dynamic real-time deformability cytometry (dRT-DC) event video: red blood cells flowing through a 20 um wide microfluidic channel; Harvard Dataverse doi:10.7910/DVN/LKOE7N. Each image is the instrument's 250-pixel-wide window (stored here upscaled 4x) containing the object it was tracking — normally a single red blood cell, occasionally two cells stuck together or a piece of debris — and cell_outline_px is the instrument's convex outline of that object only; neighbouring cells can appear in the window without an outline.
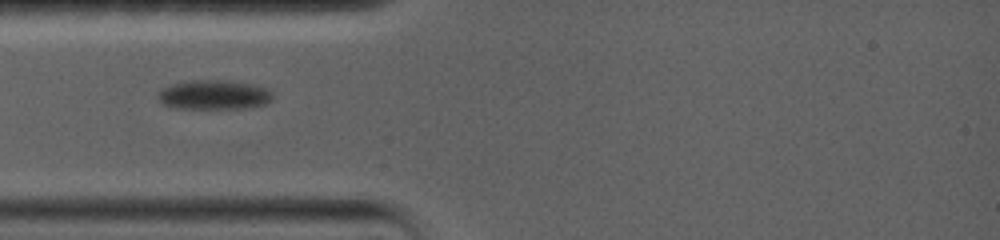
{"species": "common noctule bat (a hibernating species)", "species_latin": "Nyctalus noctula", "temperature_condition": "warm", "stored_images_in_passage": 35, "camera_frame_rate_fps": 5000, "um_per_image_px": 0.085, "animal": {"sex": "female", "body_mass_g": 19.0, "forearm_length_mm": 56.7}, "frame": {"image": 1, "passage_image": 1, "time_ms": 0.0, "image_size_px": [1000, 240], "cell_outline_px": [[272, 100], [264, 104], [244, 108], [176, 108], [160, 104], [156, 96], [156, 92], [172, 84], [192, 80], [224, 80], [252, 84], [268, 88], [272, 92]], "centroid_in_image_um": [18.15, 8.06], "position_along_channel_um": 66.9, "area_um2": 19.77}}
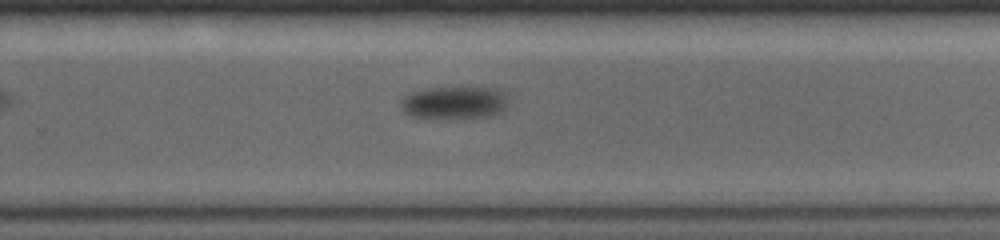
{"frame": {"image": 2, "passage_image": 15, "time_ms": 7.2, "image_size_px": [1000, 240], "cell_outline_px": [[504, 112], [492, 116], [412, 116], [404, 112], [400, 108], [400, 100], [404, 96], [412, 92], [424, 88], [496, 88], [504, 96]], "centroid_in_image_um": [38.55, 8.69], "position_along_channel_um": 291.2, "area_um2": 19.54}}
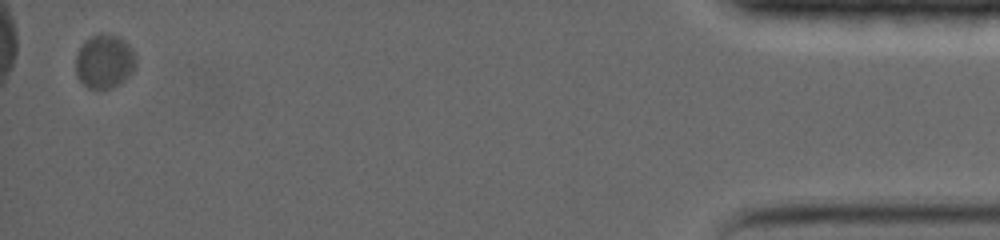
{"frame": {"image": 3, "passage_image": 34, "time_ms": 15.4, "image_size_px": [1000, 240], "cell_outline_px": [[136, 68], [120, 84], [112, 88], [96, 92], [88, 88], [76, 76], [76, 56], [84, 40], [100, 32], [108, 32], [120, 36], [136, 52]], "centroid_in_image_um": [8.9, 5.22], "position_along_channel_um": 426.3, "area_um2": 19.65}}